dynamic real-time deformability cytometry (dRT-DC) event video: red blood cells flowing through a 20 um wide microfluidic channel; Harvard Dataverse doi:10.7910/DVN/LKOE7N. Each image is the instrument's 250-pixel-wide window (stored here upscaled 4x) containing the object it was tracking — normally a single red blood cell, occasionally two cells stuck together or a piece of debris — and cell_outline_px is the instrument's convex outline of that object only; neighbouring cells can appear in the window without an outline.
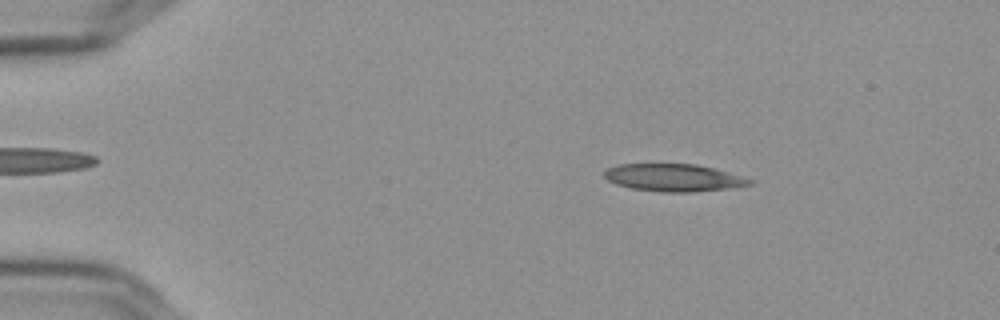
{"species": "Egyptian fruit bat (a non-hibernating species)", "species_latin": "Rousettus aegyptiacus", "temperature_condition": "cold", "stored_images_in_passage": 56, "camera_frame_rate_fps": 3000, "um_per_image_px": 0.085, "frame": {"image": 1, "passage_image": 9, "time_ms": 2.667, "image_size_px": [1000, 320], "cell_outline_px": [[756, 184], [732, 188], [692, 192], [660, 192], [632, 188], [616, 184], [608, 180], [604, 176], [604, 172], [608, 168], [616, 164], [696, 164], [716, 168], [756, 180]], "centroid_in_image_um": [57.34, 15.1], "position_along_channel_um": 27.7, "area_um2": 23.58}}
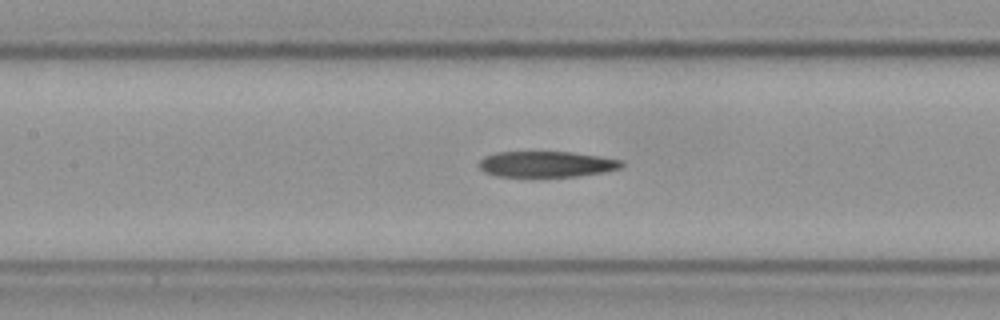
{"frame": {"image": 2, "passage_image": 26, "time_ms": 8.333, "image_size_px": [1000, 320], "cell_outline_px": [[624, 164], [620, 168], [608, 172], [576, 176], [496, 176], [484, 172], [476, 164], [484, 156], [496, 152], [572, 152], [600, 156], [624, 160]], "centroid_in_image_um": [46.47, 13.95], "position_along_channel_um": 160.9, "area_um2": 21.68}}
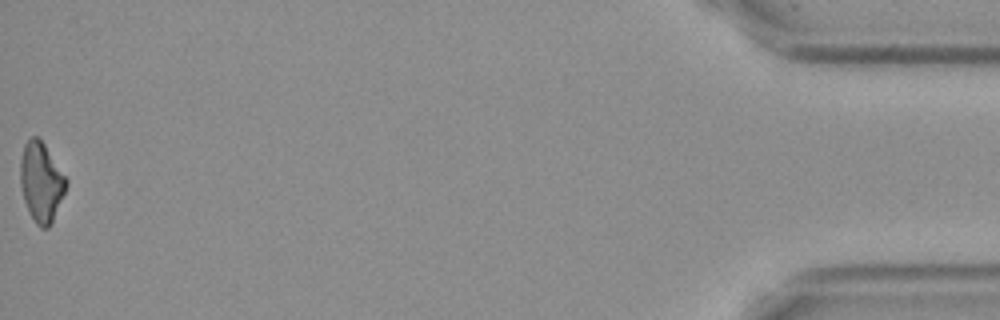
{"frame": {"image": 3, "passage_image": 56, "time_ms": 18.333, "image_size_px": [1000, 320], "cell_outline_px": [[68, 184], [52, 220], [48, 228], [40, 228], [36, 224], [24, 200], [20, 184], [20, 160], [24, 144], [32, 136], [36, 136], [44, 144], [68, 180]], "centroid_in_image_um": [3.49, 15.46], "position_along_channel_um": 431.7, "area_um2": 20.87}}